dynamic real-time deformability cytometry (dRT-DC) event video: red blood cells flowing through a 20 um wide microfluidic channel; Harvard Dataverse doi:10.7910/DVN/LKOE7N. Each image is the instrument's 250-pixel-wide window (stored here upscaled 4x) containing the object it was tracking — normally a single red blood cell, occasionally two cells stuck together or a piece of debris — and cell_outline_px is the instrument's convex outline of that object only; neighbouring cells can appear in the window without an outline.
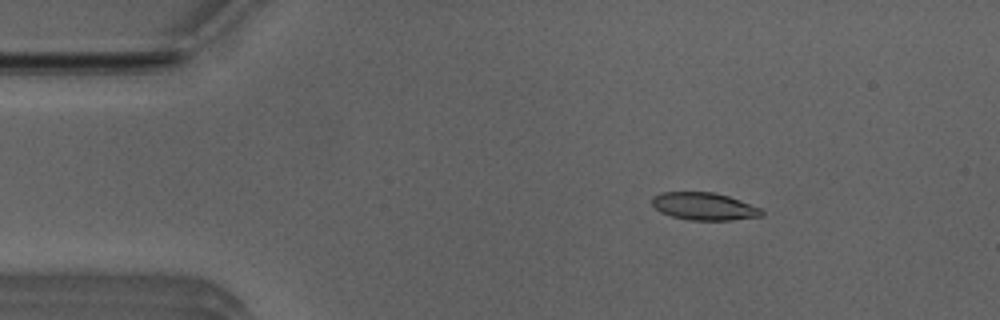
{"species": "Egyptian fruit bat (a non-hibernating species)", "species_latin": "Rousettus aegyptiacus", "temperature_condition": "room temperature", "stored_images_in_passage": 19, "camera_frame_rate_fps": 3000, "um_per_image_px": 0.085, "animal": {"sex": "male"}, "frame": {"image": 1, "passage_image": 8, "time_ms": 2.333, "image_size_px": [1000, 320], "cell_outline_px": [[764, 216], [732, 220], [692, 220], [672, 216], [660, 212], [652, 204], [652, 196], [660, 192], [712, 192], [728, 196], [760, 208], [764, 212]], "centroid_in_image_um": [59.84, 17.54], "position_along_channel_um": 25.2, "area_um2": 17.51}}